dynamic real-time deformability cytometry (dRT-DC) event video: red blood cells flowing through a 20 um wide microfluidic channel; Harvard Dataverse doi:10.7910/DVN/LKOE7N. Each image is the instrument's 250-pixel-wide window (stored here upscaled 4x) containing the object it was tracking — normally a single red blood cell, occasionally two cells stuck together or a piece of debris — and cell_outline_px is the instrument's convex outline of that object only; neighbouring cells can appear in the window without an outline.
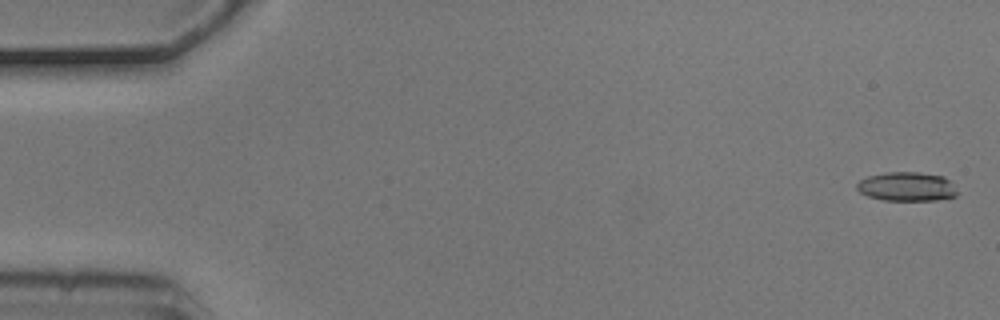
{"species": "common noctule bat (a hibernating species)", "species_latin": "Nyctalus noctula", "temperature_condition": "cold", "stored_images_in_passage": 5, "camera_frame_rate_fps": 3000, "um_per_image_px": 0.085, "animal": {"sex": "male", "body_mass_g": 20.5, "forearm_length_mm": 52.5}, "frame": {"image": 1, "passage_image": 1, "time_ms": 0.0, "image_size_px": [1000, 320], "cell_outline_px": [[956, 196], [936, 200], [884, 200], [868, 196], [860, 192], [856, 188], [856, 184], [860, 180], [868, 176], [884, 172], [920, 172], [944, 176], [948, 180], [956, 192]], "centroid_in_image_um": [77.03, 15.85], "position_along_channel_um": 8.0, "area_um2": 16.88}}
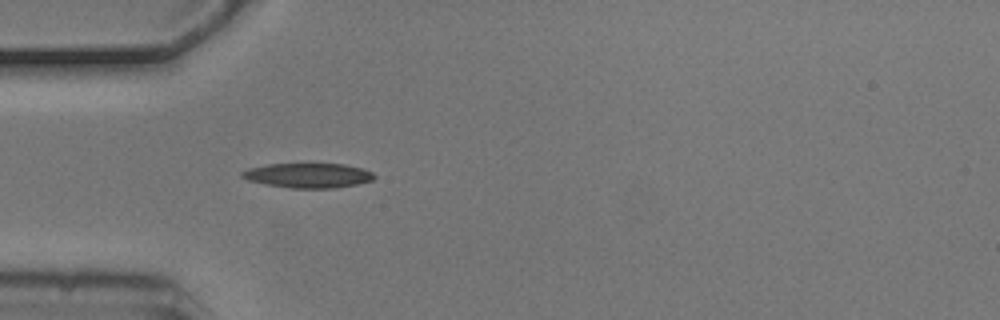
{"frame": {"image": 2, "passage_image": 5, "time_ms": 1.333, "image_size_px": [1000, 320], "cell_outline_px": [[376, 176], [372, 180], [356, 184], [336, 188], [292, 188], [264, 184], [248, 180], [240, 176], [240, 172], [248, 168], [268, 164], [344, 164], [364, 168], [372, 172]], "centroid_in_image_um": [26.18, 14.91], "position_along_channel_um": 58.8, "area_um2": 19.07}}